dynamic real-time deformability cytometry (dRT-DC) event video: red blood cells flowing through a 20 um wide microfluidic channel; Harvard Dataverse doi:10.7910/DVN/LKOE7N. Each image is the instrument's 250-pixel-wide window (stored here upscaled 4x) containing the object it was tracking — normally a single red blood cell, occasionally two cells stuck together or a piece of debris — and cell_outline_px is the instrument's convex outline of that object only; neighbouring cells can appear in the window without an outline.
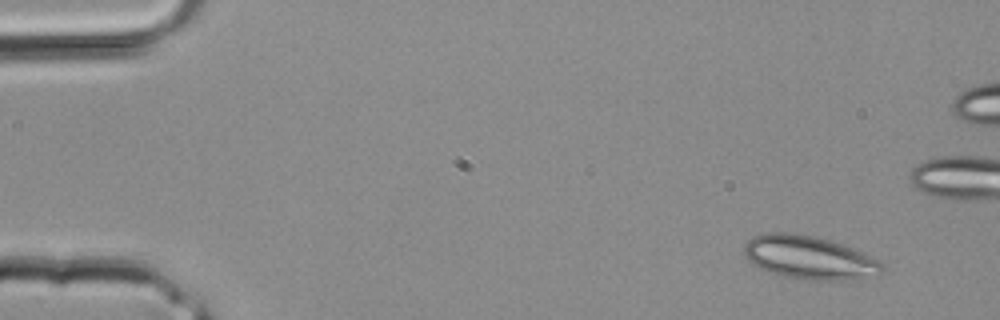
{"species": "common noctule bat (a hibernating species)", "species_latin": "Nyctalus noctula", "temperature_condition": "room temperature", "stored_images_in_passage": 3, "camera_frame_rate_fps": 3000, "um_per_image_px": 0.085, "animal": {"sex": "male", "body_mass_g": 20.4}, "frame": {"image": 1, "passage_image": 1, "time_ms": 0.0, "image_size_px": [1000, 320], "cell_outline_px": [[884, 268], [880, 276], [852, 280], [808, 280], [780, 276], [768, 272], [752, 264], [744, 256], [744, 244], [752, 236], [764, 232], [792, 232], [812, 236], [828, 240], [864, 252], [884, 264]], "centroid_in_image_um": [68.78, 21.9], "position_along_channel_um": 16.2, "area_um2": 35.43}}